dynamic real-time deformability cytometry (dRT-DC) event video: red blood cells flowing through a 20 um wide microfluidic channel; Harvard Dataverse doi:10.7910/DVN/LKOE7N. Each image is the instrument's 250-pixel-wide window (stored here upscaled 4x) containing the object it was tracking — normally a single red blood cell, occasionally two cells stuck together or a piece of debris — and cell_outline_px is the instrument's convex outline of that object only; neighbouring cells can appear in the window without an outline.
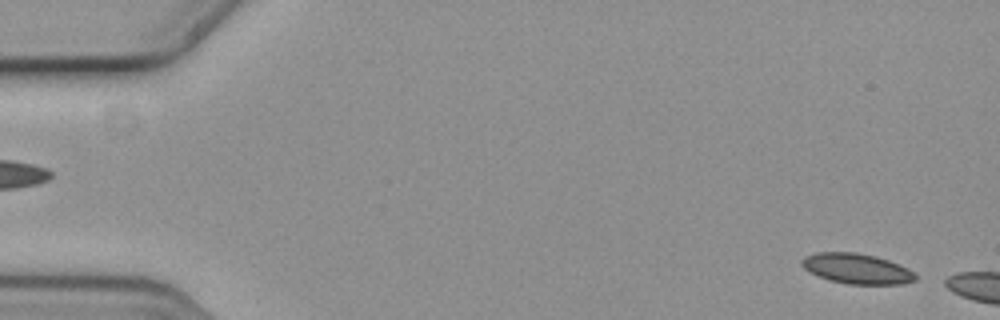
{"species": "common noctule bat (a hibernating species)", "species_latin": "Nyctalus noctula", "temperature_condition": "cold", "stored_images_in_passage": 7, "camera_frame_rate_fps": 3000, "um_per_image_px": 0.085, "animal": {"sex": "female", "body_mass_g": 19.3, "forearm_length_mm": 54.1}, "frame": {"image": 1, "passage_image": 3, "time_ms": 0.667, "image_size_px": [1000, 320], "cell_outline_px": [[916, 280], [900, 284], [848, 284], [828, 280], [804, 268], [800, 264], [800, 260], [804, 256], [816, 252], [856, 252], [876, 256], [888, 260], [908, 268], [916, 276]], "centroid_in_image_um": [72.8, 22.82], "position_along_channel_um": 12.2, "area_um2": 20.0}}